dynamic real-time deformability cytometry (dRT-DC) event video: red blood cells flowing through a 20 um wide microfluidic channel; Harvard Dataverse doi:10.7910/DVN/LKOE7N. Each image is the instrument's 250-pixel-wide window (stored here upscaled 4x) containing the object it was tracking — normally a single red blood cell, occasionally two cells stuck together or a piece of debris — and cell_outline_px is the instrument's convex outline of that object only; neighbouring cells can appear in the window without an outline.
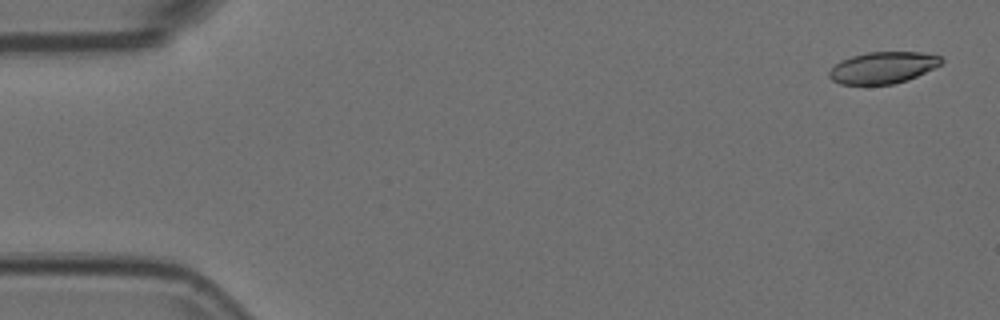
{"species": "Egyptian fruit bat (a non-hibernating species)", "species_latin": "Rousettus aegyptiacus", "temperature_condition": "room temperature", "stored_images_in_passage": 16, "camera_frame_rate_fps": 3000, "um_per_image_px": 0.085, "animal": {"sex": "female"}, "frame": {"image": 1, "passage_image": 2, "time_ms": 0.333, "image_size_px": [1000, 320], "cell_outline_px": [[944, 60], [940, 64], [908, 80], [892, 84], [840, 84], [832, 80], [828, 76], [828, 72], [840, 60], [852, 56], [868, 52], [920, 52], [940, 56]], "centroid_in_image_um": [75.02, 5.74], "position_along_channel_um": 10.0, "area_um2": 20.46}}
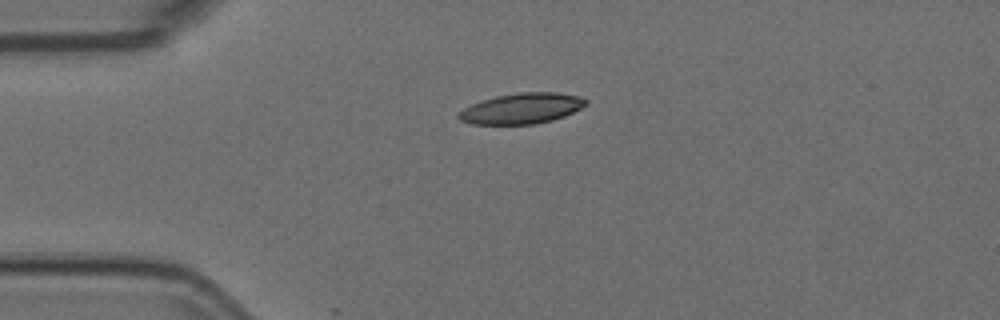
{"frame": {"image": 2, "passage_image": 13, "time_ms": 4.0, "image_size_px": [1000, 320], "cell_outline_px": [[588, 104], [564, 116], [552, 120], [536, 124], [472, 124], [460, 120], [456, 116], [464, 108], [472, 104], [496, 96], [520, 92], [556, 92], [580, 96], [588, 100]], "centroid_in_image_um": [44.37, 9.21], "position_along_channel_um": 40.6, "area_um2": 22.6}}